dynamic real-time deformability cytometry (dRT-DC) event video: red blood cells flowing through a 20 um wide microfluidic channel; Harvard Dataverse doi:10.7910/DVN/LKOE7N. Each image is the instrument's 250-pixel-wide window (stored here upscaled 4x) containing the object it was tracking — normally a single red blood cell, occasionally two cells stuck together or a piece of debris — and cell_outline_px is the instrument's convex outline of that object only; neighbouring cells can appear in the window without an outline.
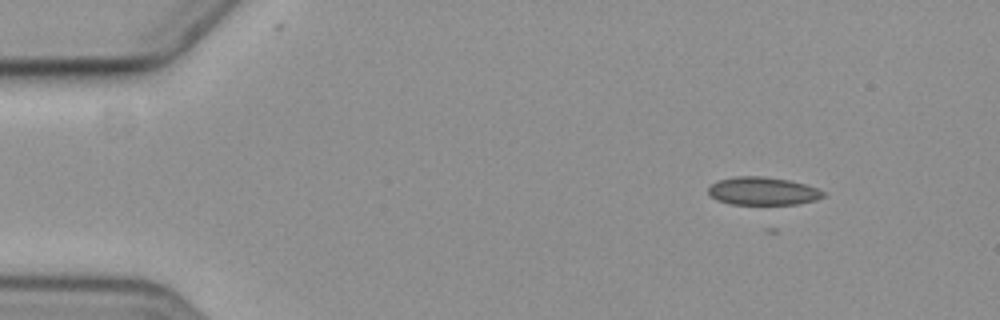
{"species": "common noctule bat (a hibernating species)", "species_latin": "Nyctalus noctula", "temperature_condition": "cold", "stored_images_in_passage": 5, "camera_frame_rate_fps": 3000, "um_per_image_px": 0.085, "animal": {"sex": "female", "body_mass_g": 19.3, "forearm_length_mm": 54.1}, "frame": {"image": 1, "passage_image": 2, "time_ms": 1.333, "image_size_px": [1000, 320], "cell_outline_px": [[824, 196], [816, 200], [796, 204], [732, 204], [716, 200], [708, 192], [708, 188], [716, 180], [736, 176], [764, 176], [788, 180], [804, 184], [816, 188], [824, 192]], "centroid_in_image_um": [64.81, 16.23], "position_along_channel_um": 20.2, "area_um2": 18.67}}
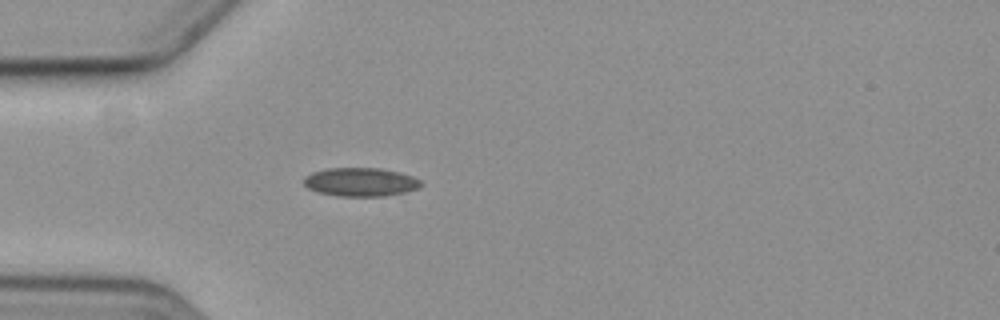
{"frame": {"image": 2, "passage_image": 5, "time_ms": 4.667, "image_size_px": [1000, 320], "cell_outline_px": [[424, 184], [420, 188], [404, 192], [384, 196], [340, 196], [320, 192], [308, 188], [304, 184], [304, 176], [312, 172], [328, 168], [380, 168], [400, 172], [412, 176], [420, 180]], "centroid_in_image_um": [30.68, 15.46], "position_along_channel_um": 54.3, "area_um2": 19.54}}